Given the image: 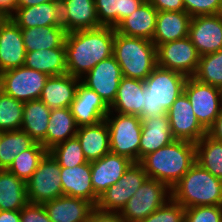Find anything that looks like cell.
<instances>
[{
    "label": "cell",
    "instance_id": "cell-1",
    "mask_svg": "<svg viewBox=\"0 0 222 222\" xmlns=\"http://www.w3.org/2000/svg\"><path fill=\"white\" fill-rule=\"evenodd\" d=\"M114 27L68 32L65 37L67 73L81 79L100 61L113 55Z\"/></svg>",
    "mask_w": 222,
    "mask_h": 222
},
{
    "label": "cell",
    "instance_id": "cell-2",
    "mask_svg": "<svg viewBox=\"0 0 222 222\" xmlns=\"http://www.w3.org/2000/svg\"><path fill=\"white\" fill-rule=\"evenodd\" d=\"M139 163L148 178L161 181L172 189L196 163L195 143L175 139L144 156Z\"/></svg>",
    "mask_w": 222,
    "mask_h": 222
},
{
    "label": "cell",
    "instance_id": "cell-3",
    "mask_svg": "<svg viewBox=\"0 0 222 222\" xmlns=\"http://www.w3.org/2000/svg\"><path fill=\"white\" fill-rule=\"evenodd\" d=\"M171 198L185 209L222 206V180L195 163L171 189Z\"/></svg>",
    "mask_w": 222,
    "mask_h": 222
},
{
    "label": "cell",
    "instance_id": "cell-4",
    "mask_svg": "<svg viewBox=\"0 0 222 222\" xmlns=\"http://www.w3.org/2000/svg\"><path fill=\"white\" fill-rule=\"evenodd\" d=\"M113 56L122 76L145 80L157 66V47L144 38L130 37L115 31Z\"/></svg>",
    "mask_w": 222,
    "mask_h": 222
},
{
    "label": "cell",
    "instance_id": "cell-5",
    "mask_svg": "<svg viewBox=\"0 0 222 222\" xmlns=\"http://www.w3.org/2000/svg\"><path fill=\"white\" fill-rule=\"evenodd\" d=\"M187 78L157 65L144 80L143 118L167 114L171 105L184 92Z\"/></svg>",
    "mask_w": 222,
    "mask_h": 222
},
{
    "label": "cell",
    "instance_id": "cell-6",
    "mask_svg": "<svg viewBox=\"0 0 222 222\" xmlns=\"http://www.w3.org/2000/svg\"><path fill=\"white\" fill-rule=\"evenodd\" d=\"M110 138V152L139 162L142 121L139 116L109 112L105 117Z\"/></svg>",
    "mask_w": 222,
    "mask_h": 222
},
{
    "label": "cell",
    "instance_id": "cell-7",
    "mask_svg": "<svg viewBox=\"0 0 222 222\" xmlns=\"http://www.w3.org/2000/svg\"><path fill=\"white\" fill-rule=\"evenodd\" d=\"M171 199V189L163 182L152 178L139 187L121 210L127 222H141Z\"/></svg>",
    "mask_w": 222,
    "mask_h": 222
},
{
    "label": "cell",
    "instance_id": "cell-8",
    "mask_svg": "<svg viewBox=\"0 0 222 222\" xmlns=\"http://www.w3.org/2000/svg\"><path fill=\"white\" fill-rule=\"evenodd\" d=\"M49 76L26 66L0 73V90L21 102L39 100Z\"/></svg>",
    "mask_w": 222,
    "mask_h": 222
},
{
    "label": "cell",
    "instance_id": "cell-9",
    "mask_svg": "<svg viewBox=\"0 0 222 222\" xmlns=\"http://www.w3.org/2000/svg\"><path fill=\"white\" fill-rule=\"evenodd\" d=\"M60 174V165L48 152L26 182L28 201L43 204L63 196Z\"/></svg>",
    "mask_w": 222,
    "mask_h": 222
},
{
    "label": "cell",
    "instance_id": "cell-10",
    "mask_svg": "<svg viewBox=\"0 0 222 222\" xmlns=\"http://www.w3.org/2000/svg\"><path fill=\"white\" fill-rule=\"evenodd\" d=\"M184 93L188 97L199 123L207 130L222 109V89L188 77Z\"/></svg>",
    "mask_w": 222,
    "mask_h": 222
},
{
    "label": "cell",
    "instance_id": "cell-11",
    "mask_svg": "<svg viewBox=\"0 0 222 222\" xmlns=\"http://www.w3.org/2000/svg\"><path fill=\"white\" fill-rule=\"evenodd\" d=\"M147 178L142 165L139 162H133L118 182L99 197L96 208L104 212L120 213Z\"/></svg>",
    "mask_w": 222,
    "mask_h": 222
},
{
    "label": "cell",
    "instance_id": "cell-12",
    "mask_svg": "<svg viewBox=\"0 0 222 222\" xmlns=\"http://www.w3.org/2000/svg\"><path fill=\"white\" fill-rule=\"evenodd\" d=\"M199 60L200 55L189 36L157 47V65L186 77H193Z\"/></svg>",
    "mask_w": 222,
    "mask_h": 222
},
{
    "label": "cell",
    "instance_id": "cell-13",
    "mask_svg": "<svg viewBox=\"0 0 222 222\" xmlns=\"http://www.w3.org/2000/svg\"><path fill=\"white\" fill-rule=\"evenodd\" d=\"M122 77L120 65L112 55L94 66L81 78V82L94 90L110 107L116 98Z\"/></svg>",
    "mask_w": 222,
    "mask_h": 222
},
{
    "label": "cell",
    "instance_id": "cell-14",
    "mask_svg": "<svg viewBox=\"0 0 222 222\" xmlns=\"http://www.w3.org/2000/svg\"><path fill=\"white\" fill-rule=\"evenodd\" d=\"M172 136L176 140L197 143L207 130L199 123L186 94L183 92L167 112Z\"/></svg>",
    "mask_w": 222,
    "mask_h": 222
},
{
    "label": "cell",
    "instance_id": "cell-15",
    "mask_svg": "<svg viewBox=\"0 0 222 222\" xmlns=\"http://www.w3.org/2000/svg\"><path fill=\"white\" fill-rule=\"evenodd\" d=\"M188 36L200 56L222 50V13L192 17Z\"/></svg>",
    "mask_w": 222,
    "mask_h": 222
},
{
    "label": "cell",
    "instance_id": "cell-16",
    "mask_svg": "<svg viewBox=\"0 0 222 222\" xmlns=\"http://www.w3.org/2000/svg\"><path fill=\"white\" fill-rule=\"evenodd\" d=\"M70 110L77 126L81 127L95 125L105 120L110 112V107L94 90L80 81Z\"/></svg>",
    "mask_w": 222,
    "mask_h": 222
},
{
    "label": "cell",
    "instance_id": "cell-17",
    "mask_svg": "<svg viewBox=\"0 0 222 222\" xmlns=\"http://www.w3.org/2000/svg\"><path fill=\"white\" fill-rule=\"evenodd\" d=\"M133 161L129 158L108 153L102 158L90 162L92 186L95 194L100 197L112 185L116 184Z\"/></svg>",
    "mask_w": 222,
    "mask_h": 222
},
{
    "label": "cell",
    "instance_id": "cell-18",
    "mask_svg": "<svg viewBox=\"0 0 222 222\" xmlns=\"http://www.w3.org/2000/svg\"><path fill=\"white\" fill-rule=\"evenodd\" d=\"M26 51L21 28L7 18L0 25V73L25 63Z\"/></svg>",
    "mask_w": 222,
    "mask_h": 222
},
{
    "label": "cell",
    "instance_id": "cell-19",
    "mask_svg": "<svg viewBox=\"0 0 222 222\" xmlns=\"http://www.w3.org/2000/svg\"><path fill=\"white\" fill-rule=\"evenodd\" d=\"M141 121L139 161L149 153L155 152L175 140L167 114L141 118Z\"/></svg>",
    "mask_w": 222,
    "mask_h": 222
},
{
    "label": "cell",
    "instance_id": "cell-20",
    "mask_svg": "<svg viewBox=\"0 0 222 222\" xmlns=\"http://www.w3.org/2000/svg\"><path fill=\"white\" fill-rule=\"evenodd\" d=\"M60 176L63 195L84 199L96 207L99 197L93 190L90 162L61 168Z\"/></svg>",
    "mask_w": 222,
    "mask_h": 222
},
{
    "label": "cell",
    "instance_id": "cell-21",
    "mask_svg": "<svg viewBox=\"0 0 222 222\" xmlns=\"http://www.w3.org/2000/svg\"><path fill=\"white\" fill-rule=\"evenodd\" d=\"M10 18L20 28L62 26V5L59 0L17 8Z\"/></svg>",
    "mask_w": 222,
    "mask_h": 222
},
{
    "label": "cell",
    "instance_id": "cell-22",
    "mask_svg": "<svg viewBox=\"0 0 222 222\" xmlns=\"http://www.w3.org/2000/svg\"><path fill=\"white\" fill-rule=\"evenodd\" d=\"M60 2L62 26L67 33L101 26L94 0H60Z\"/></svg>",
    "mask_w": 222,
    "mask_h": 222
},
{
    "label": "cell",
    "instance_id": "cell-23",
    "mask_svg": "<svg viewBox=\"0 0 222 222\" xmlns=\"http://www.w3.org/2000/svg\"><path fill=\"white\" fill-rule=\"evenodd\" d=\"M43 206L52 222H86L96 208L84 199L65 195L47 201Z\"/></svg>",
    "mask_w": 222,
    "mask_h": 222
},
{
    "label": "cell",
    "instance_id": "cell-24",
    "mask_svg": "<svg viewBox=\"0 0 222 222\" xmlns=\"http://www.w3.org/2000/svg\"><path fill=\"white\" fill-rule=\"evenodd\" d=\"M191 18L185 11H159L152 42L158 47L187 37Z\"/></svg>",
    "mask_w": 222,
    "mask_h": 222
},
{
    "label": "cell",
    "instance_id": "cell-25",
    "mask_svg": "<svg viewBox=\"0 0 222 222\" xmlns=\"http://www.w3.org/2000/svg\"><path fill=\"white\" fill-rule=\"evenodd\" d=\"M80 81L81 79L68 73L59 76H49L39 100L44 102L50 110L70 107Z\"/></svg>",
    "mask_w": 222,
    "mask_h": 222
},
{
    "label": "cell",
    "instance_id": "cell-26",
    "mask_svg": "<svg viewBox=\"0 0 222 222\" xmlns=\"http://www.w3.org/2000/svg\"><path fill=\"white\" fill-rule=\"evenodd\" d=\"M158 11L145 0L138 9L125 17L116 27V32L125 36L152 41Z\"/></svg>",
    "mask_w": 222,
    "mask_h": 222
},
{
    "label": "cell",
    "instance_id": "cell-27",
    "mask_svg": "<svg viewBox=\"0 0 222 222\" xmlns=\"http://www.w3.org/2000/svg\"><path fill=\"white\" fill-rule=\"evenodd\" d=\"M76 137L88 162L110 153L109 129L105 120L95 125L78 127Z\"/></svg>",
    "mask_w": 222,
    "mask_h": 222
},
{
    "label": "cell",
    "instance_id": "cell-28",
    "mask_svg": "<svg viewBox=\"0 0 222 222\" xmlns=\"http://www.w3.org/2000/svg\"><path fill=\"white\" fill-rule=\"evenodd\" d=\"M143 90V80L122 77L110 112L143 118Z\"/></svg>",
    "mask_w": 222,
    "mask_h": 222
},
{
    "label": "cell",
    "instance_id": "cell-29",
    "mask_svg": "<svg viewBox=\"0 0 222 222\" xmlns=\"http://www.w3.org/2000/svg\"><path fill=\"white\" fill-rule=\"evenodd\" d=\"M46 138L40 143L47 150L76 136L78 126L70 107L51 110Z\"/></svg>",
    "mask_w": 222,
    "mask_h": 222
},
{
    "label": "cell",
    "instance_id": "cell-30",
    "mask_svg": "<svg viewBox=\"0 0 222 222\" xmlns=\"http://www.w3.org/2000/svg\"><path fill=\"white\" fill-rule=\"evenodd\" d=\"M24 66L48 76L67 74L65 48L57 47L26 52Z\"/></svg>",
    "mask_w": 222,
    "mask_h": 222
},
{
    "label": "cell",
    "instance_id": "cell-31",
    "mask_svg": "<svg viewBox=\"0 0 222 222\" xmlns=\"http://www.w3.org/2000/svg\"><path fill=\"white\" fill-rule=\"evenodd\" d=\"M26 52L65 47L67 32L63 26L21 28Z\"/></svg>",
    "mask_w": 222,
    "mask_h": 222
},
{
    "label": "cell",
    "instance_id": "cell-32",
    "mask_svg": "<svg viewBox=\"0 0 222 222\" xmlns=\"http://www.w3.org/2000/svg\"><path fill=\"white\" fill-rule=\"evenodd\" d=\"M50 113V108L41 100L25 102L21 130L41 143L46 138Z\"/></svg>",
    "mask_w": 222,
    "mask_h": 222
},
{
    "label": "cell",
    "instance_id": "cell-33",
    "mask_svg": "<svg viewBox=\"0 0 222 222\" xmlns=\"http://www.w3.org/2000/svg\"><path fill=\"white\" fill-rule=\"evenodd\" d=\"M28 202L26 182L0 169V210L20 211Z\"/></svg>",
    "mask_w": 222,
    "mask_h": 222
},
{
    "label": "cell",
    "instance_id": "cell-34",
    "mask_svg": "<svg viewBox=\"0 0 222 222\" xmlns=\"http://www.w3.org/2000/svg\"><path fill=\"white\" fill-rule=\"evenodd\" d=\"M145 0H94L99 24L116 27L132 14Z\"/></svg>",
    "mask_w": 222,
    "mask_h": 222
},
{
    "label": "cell",
    "instance_id": "cell-35",
    "mask_svg": "<svg viewBox=\"0 0 222 222\" xmlns=\"http://www.w3.org/2000/svg\"><path fill=\"white\" fill-rule=\"evenodd\" d=\"M36 142L24 131H4L0 142V169L7 170L17 155L30 149Z\"/></svg>",
    "mask_w": 222,
    "mask_h": 222
},
{
    "label": "cell",
    "instance_id": "cell-36",
    "mask_svg": "<svg viewBox=\"0 0 222 222\" xmlns=\"http://www.w3.org/2000/svg\"><path fill=\"white\" fill-rule=\"evenodd\" d=\"M196 163L222 180V142L205 134L197 143Z\"/></svg>",
    "mask_w": 222,
    "mask_h": 222
},
{
    "label": "cell",
    "instance_id": "cell-37",
    "mask_svg": "<svg viewBox=\"0 0 222 222\" xmlns=\"http://www.w3.org/2000/svg\"><path fill=\"white\" fill-rule=\"evenodd\" d=\"M47 153L48 150L43 145L36 142L30 149L17 155L14 162L7 170L17 178L27 182Z\"/></svg>",
    "mask_w": 222,
    "mask_h": 222
},
{
    "label": "cell",
    "instance_id": "cell-38",
    "mask_svg": "<svg viewBox=\"0 0 222 222\" xmlns=\"http://www.w3.org/2000/svg\"><path fill=\"white\" fill-rule=\"evenodd\" d=\"M193 78L222 89V50L200 56Z\"/></svg>",
    "mask_w": 222,
    "mask_h": 222
},
{
    "label": "cell",
    "instance_id": "cell-39",
    "mask_svg": "<svg viewBox=\"0 0 222 222\" xmlns=\"http://www.w3.org/2000/svg\"><path fill=\"white\" fill-rule=\"evenodd\" d=\"M24 102L0 90V131L21 130Z\"/></svg>",
    "mask_w": 222,
    "mask_h": 222
},
{
    "label": "cell",
    "instance_id": "cell-40",
    "mask_svg": "<svg viewBox=\"0 0 222 222\" xmlns=\"http://www.w3.org/2000/svg\"><path fill=\"white\" fill-rule=\"evenodd\" d=\"M48 152L61 168H74L77 165L88 162L76 136L56 144Z\"/></svg>",
    "mask_w": 222,
    "mask_h": 222
},
{
    "label": "cell",
    "instance_id": "cell-41",
    "mask_svg": "<svg viewBox=\"0 0 222 222\" xmlns=\"http://www.w3.org/2000/svg\"><path fill=\"white\" fill-rule=\"evenodd\" d=\"M141 222H185V208L171 198Z\"/></svg>",
    "mask_w": 222,
    "mask_h": 222
},
{
    "label": "cell",
    "instance_id": "cell-42",
    "mask_svg": "<svg viewBox=\"0 0 222 222\" xmlns=\"http://www.w3.org/2000/svg\"><path fill=\"white\" fill-rule=\"evenodd\" d=\"M185 222H222V206H196L185 209Z\"/></svg>",
    "mask_w": 222,
    "mask_h": 222
},
{
    "label": "cell",
    "instance_id": "cell-43",
    "mask_svg": "<svg viewBox=\"0 0 222 222\" xmlns=\"http://www.w3.org/2000/svg\"><path fill=\"white\" fill-rule=\"evenodd\" d=\"M183 4L191 17L222 13V0H183Z\"/></svg>",
    "mask_w": 222,
    "mask_h": 222
},
{
    "label": "cell",
    "instance_id": "cell-44",
    "mask_svg": "<svg viewBox=\"0 0 222 222\" xmlns=\"http://www.w3.org/2000/svg\"><path fill=\"white\" fill-rule=\"evenodd\" d=\"M20 222H52L43 204L28 202L20 210Z\"/></svg>",
    "mask_w": 222,
    "mask_h": 222
},
{
    "label": "cell",
    "instance_id": "cell-45",
    "mask_svg": "<svg viewBox=\"0 0 222 222\" xmlns=\"http://www.w3.org/2000/svg\"><path fill=\"white\" fill-rule=\"evenodd\" d=\"M86 222H127L120 213L104 212L95 208Z\"/></svg>",
    "mask_w": 222,
    "mask_h": 222
},
{
    "label": "cell",
    "instance_id": "cell-46",
    "mask_svg": "<svg viewBox=\"0 0 222 222\" xmlns=\"http://www.w3.org/2000/svg\"><path fill=\"white\" fill-rule=\"evenodd\" d=\"M159 11H185L183 0H148Z\"/></svg>",
    "mask_w": 222,
    "mask_h": 222
},
{
    "label": "cell",
    "instance_id": "cell-47",
    "mask_svg": "<svg viewBox=\"0 0 222 222\" xmlns=\"http://www.w3.org/2000/svg\"><path fill=\"white\" fill-rule=\"evenodd\" d=\"M209 137L222 142V109L213 124L207 129Z\"/></svg>",
    "mask_w": 222,
    "mask_h": 222
},
{
    "label": "cell",
    "instance_id": "cell-48",
    "mask_svg": "<svg viewBox=\"0 0 222 222\" xmlns=\"http://www.w3.org/2000/svg\"><path fill=\"white\" fill-rule=\"evenodd\" d=\"M17 5L15 0H0V11L10 18L16 11Z\"/></svg>",
    "mask_w": 222,
    "mask_h": 222
},
{
    "label": "cell",
    "instance_id": "cell-49",
    "mask_svg": "<svg viewBox=\"0 0 222 222\" xmlns=\"http://www.w3.org/2000/svg\"><path fill=\"white\" fill-rule=\"evenodd\" d=\"M0 222H20V211L0 210Z\"/></svg>",
    "mask_w": 222,
    "mask_h": 222
},
{
    "label": "cell",
    "instance_id": "cell-50",
    "mask_svg": "<svg viewBox=\"0 0 222 222\" xmlns=\"http://www.w3.org/2000/svg\"><path fill=\"white\" fill-rule=\"evenodd\" d=\"M51 1H59V0H15L17 8L31 7Z\"/></svg>",
    "mask_w": 222,
    "mask_h": 222
},
{
    "label": "cell",
    "instance_id": "cell-51",
    "mask_svg": "<svg viewBox=\"0 0 222 222\" xmlns=\"http://www.w3.org/2000/svg\"><path fill=\"white\" fill-rule=\"evenodd\" d=\"M7 19V17L0 11V25Z\"/></svg>",
    "mask_w": 222,
    "mask_h": 222
}]
</instances>
